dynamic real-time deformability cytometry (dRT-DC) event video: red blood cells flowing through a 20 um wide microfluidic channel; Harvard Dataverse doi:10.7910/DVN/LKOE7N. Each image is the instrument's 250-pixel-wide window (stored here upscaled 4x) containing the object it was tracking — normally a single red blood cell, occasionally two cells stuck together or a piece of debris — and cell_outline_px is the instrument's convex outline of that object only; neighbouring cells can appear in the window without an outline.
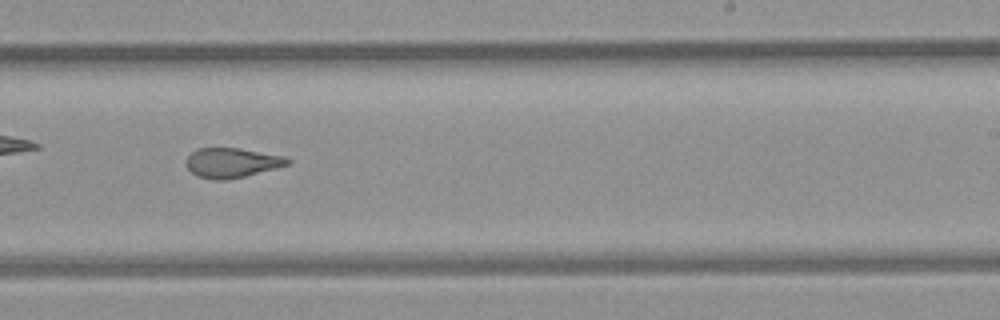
{"species": "common noctule bat (a hibernating species)", "species_latin": "Nyctalus noctula", "temperature_condition": "room temperature", "stored_images_in_passage": 34, "camera_frame_rate_fps": 3000, "um_per_image_px": 0.085, "animal": {"sex": "female", "body_mass_g": 21.9}, "frame": {"image": 1, "passage_image": 20, "time_ms": 6.333, "image_size_px": [1000, 320], "cell_outline_px": [[292, 160], [288, 164], [276, 168], [244, 176], [224, 180], [212, 180], [200, 176], [192, 172], [188, 168], [188, 156], [196, 148], [236, 148], [284, 156]], "centroid_in_image_um": [19.72, 13.83], "position_along_channel_um": 269.3, "area_um2": 17.17}}